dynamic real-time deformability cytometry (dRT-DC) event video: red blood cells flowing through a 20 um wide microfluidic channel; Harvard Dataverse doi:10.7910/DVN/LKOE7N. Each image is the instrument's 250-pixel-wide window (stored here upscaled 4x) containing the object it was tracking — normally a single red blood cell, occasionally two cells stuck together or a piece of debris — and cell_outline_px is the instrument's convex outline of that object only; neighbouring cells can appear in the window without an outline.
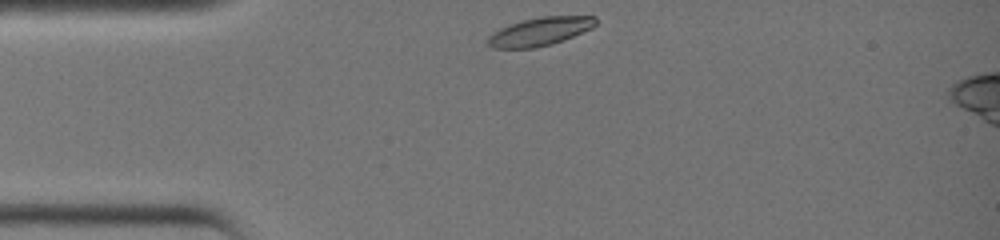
{"species": "common noctule bat (a hibernating species)", "species_latin": "Nyctalus noctula", "temperature_condition": "warm", "stored_images_in_passage": 25, "camera_frame_rate_fps": 3000, "um_per_image_px": 0.085, "animal": {"sex": "female", "body_mass_g": 19.0, "forearm_length_mm": 51.5}, "frame": {"image": 1, "passage_image": 1, "time_ms": 0.0, "image_size_px": [1000, 240], "cell_outline_px": [[596, 24], [592, 28], [564, 40], [552, 44], [536, 48], [492, 48], [484, 40], [492, 32], [508, 24], [540, 16], [596, 16]], "centroid_in_image_um": [45.85, 2.68], "position_along_channel_um": 39.1, "area_um2": 17.98}}
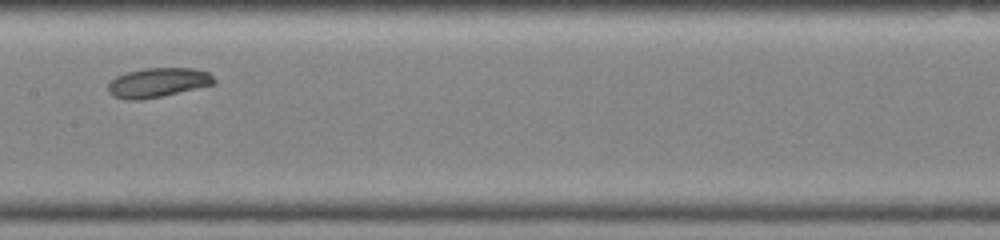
{"frame": {"image": 2, "passage_image": 12, "time_ms": 3.667, "image_size_px": [1000, 240], "cell_outline_px": [[216, 84], [160, 96], [140, 100], [128, 100], [112, 96], [108, 92], [108, 84], [116, 76], [128, 72], [144, 68], [196, 68], [208, 72], [216, 80]], "centroid_in_image_um": [13.42, 7.01], "position_along_channel_um": 194.0, "area_um2": 18.15}}
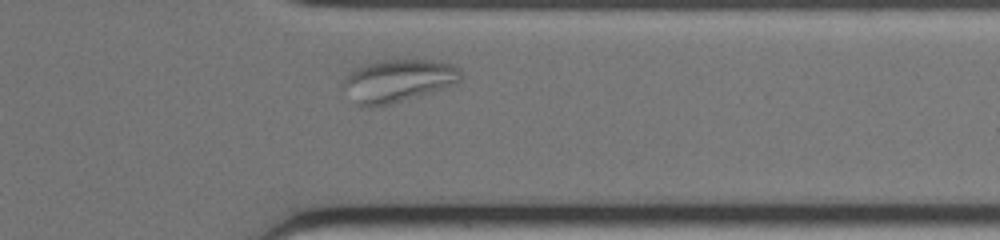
{"frame": {"image": 3, "passage_image": 23, "time_ms": 7.333, "image_size_px": [1000, 240], "cell_outline_px": [[464, 76], [456, 84], [432, 92], [388, 104], [372, 108], [368, 108], [356, 104], [344, 84], [344, 80], [348, 72], [360, 64], [376, 60], [436, 60], [452, 64], [460, 68]], "centroid_in_image_um": [33.87, 6.83], "position_along_channel_um": 377.5, "area_um2": 29.42}}